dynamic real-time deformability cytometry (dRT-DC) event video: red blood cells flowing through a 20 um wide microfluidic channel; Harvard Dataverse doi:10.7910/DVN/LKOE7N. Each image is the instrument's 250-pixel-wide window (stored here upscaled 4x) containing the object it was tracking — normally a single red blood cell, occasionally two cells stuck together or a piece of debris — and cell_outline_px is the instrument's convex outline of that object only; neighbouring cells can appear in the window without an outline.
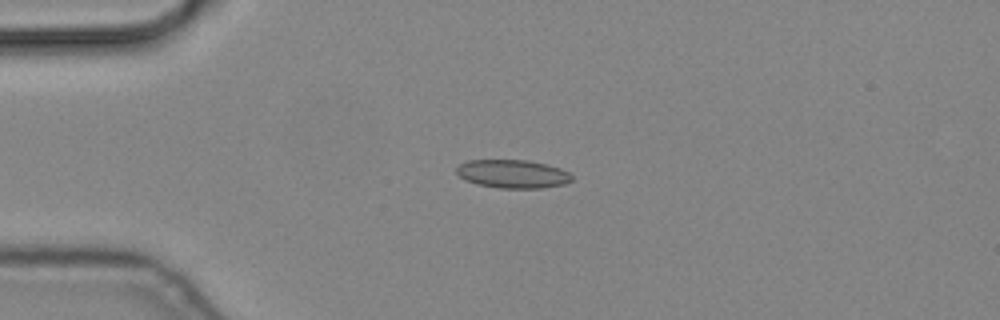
{"species": "common noctule bat (a hibernating species)", "species_latin": "Nyctalus noctula", "temperature_condition": "cold", "stored_images_in_passage": 5, "camera_frame_rate_fps": 3000, "um_per_image_px": 0.085, "animal": {"sex": "male", "body_mass_g": 19.2, "forearm_length_mm": 51.8}, "frame": {"image": 1, "passage_image": 3, "time_ms": 0.667, "image_size_px": [1000, 320], "cell_outline_px": [[572, 180], [564, 184], [544, 188], [500, 188], [476, 184], [464, 180], [456, 172], [456, 168], [460, 164], [468, 160], [528, 160], [560, 168], [568, 172], [572, 176]], "centroid_in_image_um": [43.56, 14.79], "position_along_channel_um": 41.4, "area_um2": 19.07}}
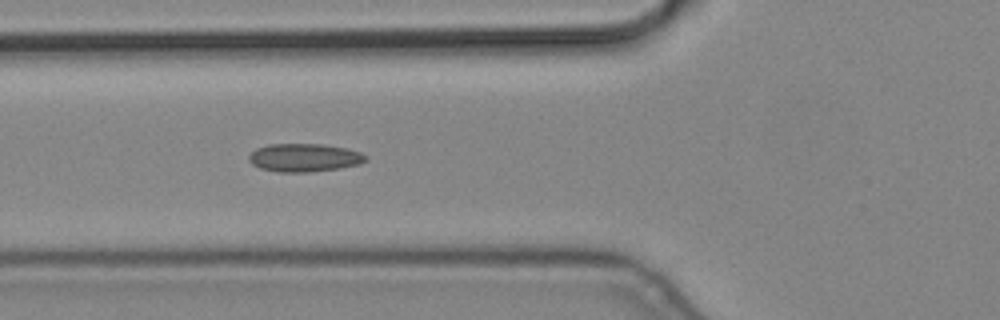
{"frame": {"image": 2, "passage_image": 5, "time_ms": 1.333, "image_size_px": [1000, 320], "cell_outline_px": [[368, 160], [360, 164], [340, 168], [308, 172], [276, 172], [260, 168], [252, 164], [248, 160], [248, 156], [256, 148], [268, 144], [324, 144], [348, 148], [360, 152], [368, 156]], "centroid_in_image_um": [25.88, 13.4], "position_along_channel_um": 99.9, "area_um2": 19.42}}